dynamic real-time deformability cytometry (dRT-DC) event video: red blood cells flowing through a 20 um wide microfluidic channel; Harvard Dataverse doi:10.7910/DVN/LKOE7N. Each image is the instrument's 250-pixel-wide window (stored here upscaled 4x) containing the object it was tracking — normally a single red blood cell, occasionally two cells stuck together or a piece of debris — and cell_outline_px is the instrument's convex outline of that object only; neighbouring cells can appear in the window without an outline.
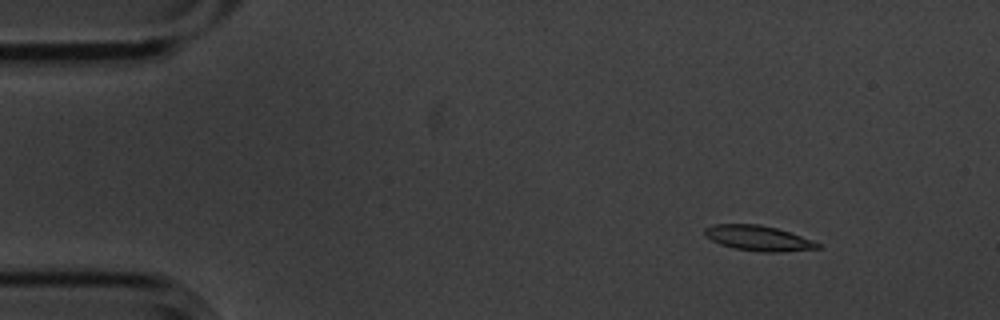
{"species": "common noctule bat (a hibernating species)", "species_latin": "Nyctalus noctula", "temperature_condition": "cold", "stored_images_in_passage": 8, "camera_frame_rate_fps": 3000, "um_per_image_px": 0.085, "animal": {"sex": "male", "body_mass_g": 20.1, "forearm_length_mm": 53.5}, "frame": {"image": 1, "passage_image": 2, "time_ms": 0.333, "image_size_px": [1000, 320], "cell_outline_px": [[820, 248], [780, 252], [760, 252], [732, 248], [720, 244], [704, 236], [704, 228], [712, 224], [760, 224], [776, 228], [812, 240], [820, 244]], "centroid_in_image_um": [64.4, 20.24], "position_along_channel_um": 20.6, "area_um2": 16.59}}
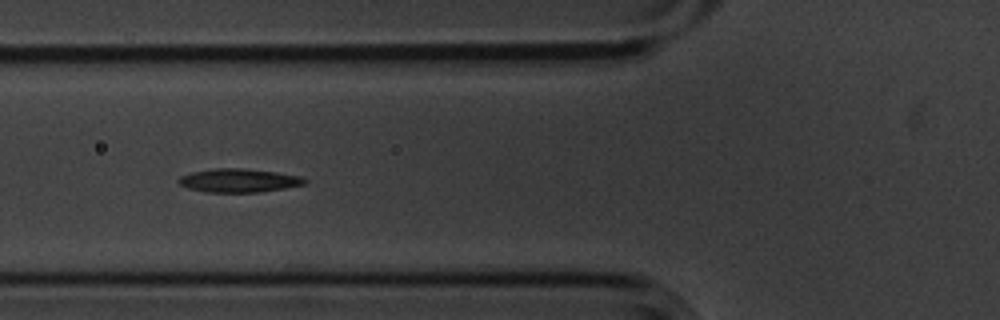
{"frame": {"image": 2, "passage_image": 6, "time_ms": 1.667, "image_size_px": [1000, 320], "cell_outline_px": [[308, 180], [304, 184], [284, 188], [260, 192], [208, 192], [188, 188], [180, 184], [176, 180], [180, 176], [192, 172], [216, 168], [244, 168], [276, 172], [300, 176]], "centroid_in_image_um": [20.29, 15.33], "position_along_channel_um": 105.5, "area_um2": 17.22}}
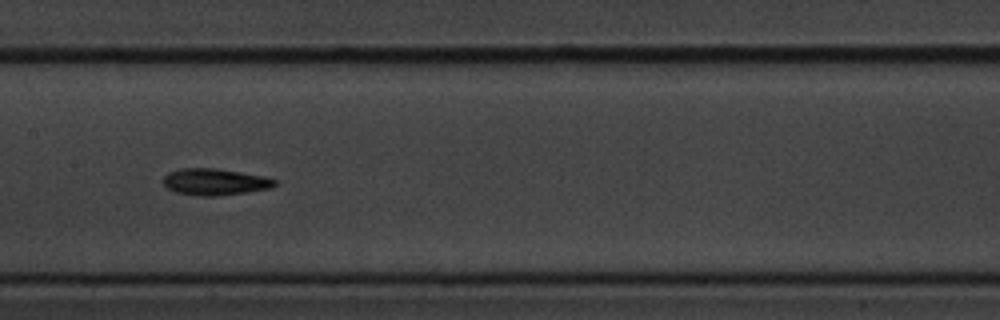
{"frame": {"image": 3, "passage_image": 8, "time_ms": 2.333, "image_size_px": [1000, 320], "cell_outline_px": [[276, 184], [272, 188], [220, 196], [196, 196], [176, 192], [168, 188], [164, 184], [164, 176], [168, 172], [180, 168], [216, 168], [264, 176], [276, 180]], "centroid_in_image_um": [18.26, 15.46], "position_along_channel_um": 189.1, "area_um2": 17.34}}